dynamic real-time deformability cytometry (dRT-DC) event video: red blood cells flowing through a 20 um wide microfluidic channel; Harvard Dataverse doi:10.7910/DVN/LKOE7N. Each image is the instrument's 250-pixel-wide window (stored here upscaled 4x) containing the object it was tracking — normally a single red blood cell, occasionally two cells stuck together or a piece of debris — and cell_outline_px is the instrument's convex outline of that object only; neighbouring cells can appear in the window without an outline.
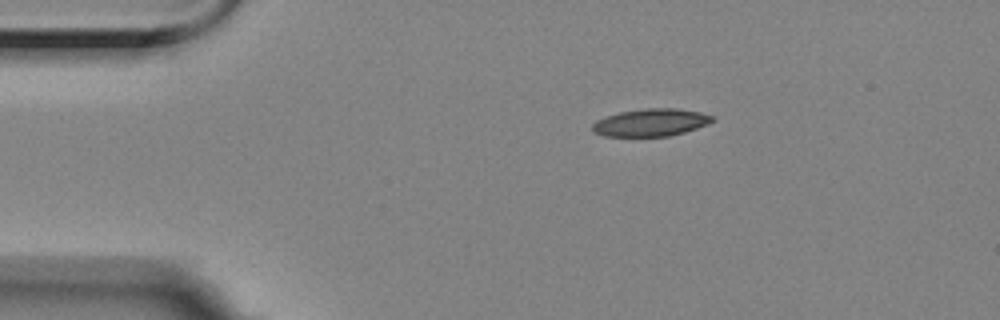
{"species": "Egyptian fruit bat (a non-hibernating species)", "species_latin": "Rousettus aegyptiacus", "temperature_condition": "room temperature", "stored_images_in_passage": 47, "camera_frame_rate_fps": 3000, "um_per_image_px": 0.085, "animal": {"sex": "female"}, "frame": {"image": 1, "passage_image": 1, "time_ms": 0.0, "image_size_px": [1000, 320], "cell_outline_px": [[716, 120], [708, 124], [684, 132], [668, 136], [604, 136], [592, 132], [592, 124], [596, 120], [620, 112], [644, 108], [676, 108], [700, 112], [716, 116]], "centroid_in_image_um": [55.35, 10.41], "position_along_channel_um": 29.7, "area_um2": 19.31}}
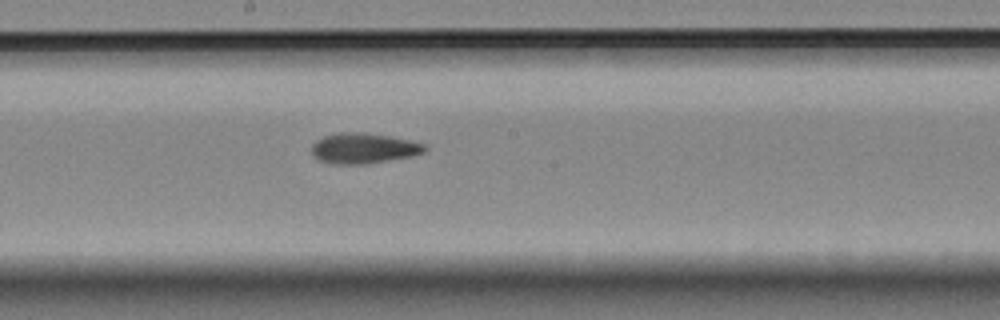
{"frame": {"image": 2, "passage_image": 21, "time_ms": 6.667, "image_size_px": [1000, 320], "cell_outline_px": [[428, 148], [424, 152], [412, 156], [368, 164], [332, 164], [320, 160], [312, 156], [312, 144], [316, 140], [324, 136], [336, 132], [364, 132], [388, 136], [428, 144]], "centroid_in_image_um": [30.9, 12.6], "position_along_channel_um": 217.3, "area_um2": 20.29}}
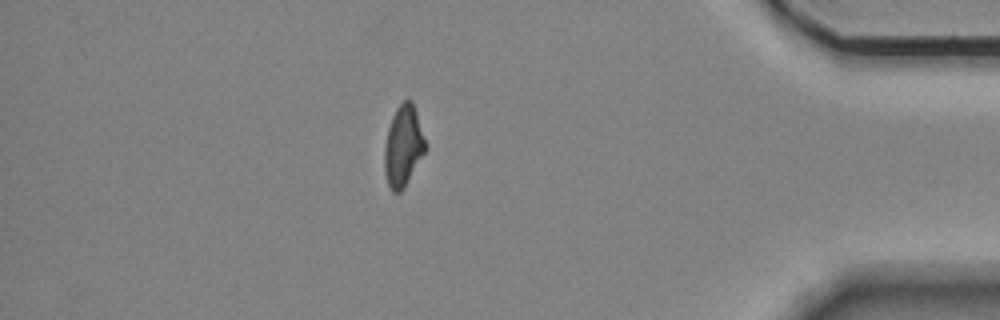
{"frame": {"image": 3, "passage_image": 40, "time_ms": 13.0, "image_size_px": [1000, 320], "cell_outline_px": [[428, 148], [404, 188], [400, 192], [392, 192], [388, 184], [384, 172], [384, 148], [388, 128], [392, 116], [396, 108], [404, 100], [412, 100], [428, 144]], "centroid_in_image_um": [34.3, 12.42], "position_along_channel_um": 400.9, "area_um2": 19.65}, "authors_computed_cell_mechanics": {"area_um2": 19.652, "velocity_mm_per_s": 3.5199, "shape_relaxation_time_tau1_ms": 8.5157, "shape_relaxation_time_tau2_ms": 2.6648, "deformation_change_tau1": 0.2062, "deformation_change_tau2": 0.0947}}